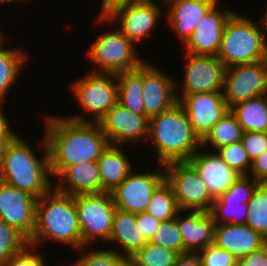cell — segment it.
Returning a JSON list of instances; mask_svg holds the SVG:
<instances>
[{"label": "cell", "mask_w": 267, "mask_h": 266, "mask_svg": "<svg viewBox=\"0 0 267 266\" xmlns=\"http://www.w3.org/2000/svg\"><path fill=\"white\" fill-rule=\"evenodd\" d=\"M47 115L42 117V125L54 181L70 165L97 161L110 145L97 122H78L66 116Z\"/></svg>", "instance_id": "1"}, {"label": "cell", "mask_w": 267, "mask_h": 266, "mask_svg": "<svg viewBox=\"0 0 267 266\" xmlns=\"http://www.w3.org/2000/svg\"><path fill=\"white\" fill-rule=\"evenodd\" d=\"M39 142L37 149L40 147L42 149L41 153L37 152V155L31 142L29 144L18 135L7 147L0 168L2 182L27 192L37 199L54 188L49 150L44 134Z\"/></svg>", "instance_id": "2"}, {"label": "cell", "mask_w": 267, "mask_h": 266, "mask_svg": "<svg viewBox=\"0 0 267 266\" xmlns=\"http://www.w3.org/2000/svg\"><path fill=\"white\" fill-rule=\"evenodd\" d=\"M50 241L75 248V251L82 248L75 196L55 188L37 199L35 228L28 243L42 247L41 244Z\"/></svg>", "instance_id": "3"}, {"label": "cell", "mask_w": 267, "mask_h": 266, "mask_svg": "<svg viewBox=\"0 0 267 266\" xmlns=\"http://www.w3.org/2000/svg\"><path fill=\"white\" fill-rule=\"evenodd\" d=\"M158 164L188 161L201 148L184 108L177 102L169 110L149 118L148 139Z\"/></svg>", "instance_id": "4"}, {"label": "cell", "mask_w": 267, "mask_h": 266, "mask_svg": "<svg viewBox=\"0 0 267 266\" xmlns=\"http://www.w3.org/2000/svg\"><path fill=\"white\" fill-rule=\"evenodd\" d=\"M217 57L226 68L267 60V30L262 19L234 12L225 24Z\"/></svg>", "instance_id": "5"}, {"label": "cell", "mask_w": 267, "mask_h": 266, "mask_svg": "<svg viewBox=\"0 0 267 266\" xmlns=\"http://www.w3.org/2000/svg\"><path fill=\"white\" fill-rule=\"evenodd\" d=\"M97 23L108 24V31H101L95 36L87 50V62L90 61L92 72L118 74L141 66L143 59L137 52L136 45L127 39L107 18L96 17ZM100 21V22H99Z\"/></svg>", "instance_id": "6"}, {"label": "cell", "mask_w": 267, "mask_h": 266, "mask_svg": "<svg viewBox=\"0 0 267 266\" xmlns=\"http://www.w3.org/2000/svg\"><path fill=\"white\" fill-rule=\"evenodd\" d=\"M70 85L72 96L83 111L66 117L73 121L97 122L118 103L116 74L89 71L83 74V77L75 79ZM85 113L90 117L86 118Z\"/></svg>", "instance_id": "7"}, {"label": "cell", "mask_w": 267, "mask_h": 266, "mask_svg": "<svg viewBox=\"0 0 267 266\" xmlns=\"http://www.w3.org/2000/svg\"><path fill=\"white\" fill-rule=\"evenodd\" d=\"M75 201L82 247H93L94 243L100 240L108 244L114 213L117 210L111 193L76 195Z\"/></svg>", "instance_id": "8"}, {"label": "cell", "mask_w": 267, "mask_h": 266, "mask_svg": "<svg viewBox=\"0 0 267 266\" xmlns=\"http://www.w3.org/2000/svg\"><path fill=\"white\" fill-rule=\"evenodd\" d=\"M163 166L165 181L170 185L180 210L210 212L216 198L188 161L170 162Z\"/></svg>", "instance_id": "9"}, {"label": "cell", "mask_w": 267, "mask_h": 266, "mask_svg": "<svg viewBox=\"0 0 267 266\" xmlns=\"http://www.w3.org/2000/svg\"><path fill=\"white\" fill-rule=\"evenodd\" d=\"M162 17H165V3L158 0H142L116 9L106 18L138 47L142 40L145 42V39L154 36L152 34L157 30Z\"/></svg>", "instance_id": "10"}, {"label": "cell", "mask_w": 267, "mask_h": 266, "mask_svg": "<svg viewBox=\"0 0 267 266\" xmlns=\"http://www.w3.org/2000/svg\"><path fill=\"white\" fill-rule=\"evenodd\" d=\"M183 56L186 62L185 71H183L184 79L180 81V85L176 80L178 102L185 95L193 93L223 91L226 67L217 56L194 55L186 52Z\"/></svg>", "instance_id": "11"}, {"label": "cell", "mask_w": 267, "mask_h": 266, "mask_svg": "<svg viewBox=\"0 0 267 266\" xmlns=\"http://www.w3.org/2000/svg\"><path fill=\"white\" fill-rule=\"evenodd\" d=\"M156 164V171L146 169L139 173L132 170L123 182L110 192L118 210L133 214L146 212L152 194L165 180L164 166Z\"/></svg>", "instance_id": "12"}, {"label": "cell", "mask_w": 267, "mask_h": 266, "mask_svg": "<svg viewBox=\"0 0 267 266\" xmlns=\"http://www.w3.org/2000/svg\"><path fill=\"white\" fill-rule=\"evenodd\" d=\"M267 94V60L227 67L223 95L229 107Z\"/></svg>", "instance_id": "13"}, {"label": "cell", "mask_w": 267, "mask_h": 266, "mask_svg": "<svg viewBox=\"0 0 267 266\" xmlns=\"http://www.w3.org/2000/svg\"><path fill=\"white\" fill-rule=\"evenodd\" d=\"M97 123L112 146H131L148 139L149 118L134 114L119 103L110 108Z\"/></svg>", "instance_id": "14"}, {"label": "cell", "mask_w": 267, "mask_h": 266, "mask_svg": "<svg viewBox=\"0 0 267 266\" xmlns=\"http://www.w3.org/2000/svg\"><path fill=\"white\" fill-rule=\"evenodd\" d=\"M37 198L0 180V219L28 241L35 228Z\"/></svg>", "instance_id": "15"}, {"label": "cell", "mask_w": 267, "mask_h": 266, "mask_svg": "<svg viewBox=\"0 0 267 266\" xmlns=\"http://www.w3.org/2000/svg\"><path fill=\"white\" fill-rule=\"evenodd\" d=\"M178 103L184 108L194 132L201 141L230 111L223 91L185 95Z\"/></svg>", "instance_id": "16"}, {"label": "cell", "mask_w": 267, "mask_h": 266, "mask_svg": "<svg viewBox=\"0 0 267 266\" xmlns=\"http://www.w3.org/2000/svg\"><path fill=\"white\" fill-rule=\"evenodd\" d=\"M217 2L198 23L192 36L181 47L183 52L194 55L217 56L225 24L235 12ZM224 8V9H223Z\"/></svg>", "instance_id": "17"}, {"label": "cell", "mask_w": 267, "mask_h": 266, "mask_svg": "<svg viewBox=\"0 0 267 266\" xmlns=\"http://www.w3.org/2000/svg\"><path fill=\"white\" fill-rule=\"evenodd\" d=\"M258 181L240 175L234 184L213 201L210 214L216 224H246L248 202Z\"/></svg>", "instance_id": "18"}, {"label": "cell", "mask_w": 267, "mask_h": 266, "mask_svg": "<svg viewBox=\"0 0 267 266\" xmlns=\"http://www.w3.org/2000/svg\"><path fill=\"white\" fill-rule=\"evenodd\" d=\"M149 62L143 63V100L146 116L151 118L169 110L178 101L174 76Z\"/></svg>", "instance_id": "19"}, {"label": "cell", "mask_w": 267, "mask_h": 266, "mask_svg": "<svg viewBox=\"0 0 267 266\" xmlns=\"http://www.w3.org/2000/svg\"><path fill=\"white\" fill-rule=\"evenodd\" d=\"M220 0H168L165 3V18L169 28L183 46L192 36L198 23Z\"/></svg>", "instance_id": "20"}, {"label": "cell", "mask_w": 267, "mask_h": 266, "mask_svg": "<svg viewBox=\"0 0 267 266\" xmlns=\"http://www.w3.org/2000/svg\"><path fill=\"white\" fill-rule=\"evenodd\" d=\"M188 162L203 178L215 198L225 193L240 176L222 160L218 153L202 147L190 157Z\"/></svg>", "instance_id": "21"}, {"label": "cell", "mask_w": 267, "mask_h": 266, "mask_svg": "<svg viewBox=\"0 0 267 266\" xmlns=\"http://www.w3.org/2000/svg\"><path fill=\"white\" fill-rule=\"evenodd\" d=\"M176 220L184 243V254L197 253L214 243L216 223L210 212L181 210Z\"/></svg>", "instance_id": "22"}, {"label": "cell", "mask_w": 267, "mask_h": 266, "mask_svg": "<svg viewBox=\"0 0 267 266\" xmlns=\"http://www.w3.org/2000/svg\"><path fill=\"white\" fill-rule=\"evenodd\" d=\"M240 259L265 246L264 236L247 224H216L214 243Z\"/></svg>", "instance_id": "23"}, {"label": "cell", "mask_w": 267, "mask_h": 266, "mask_svg": "<svg viewBox=\"0 0 267 266\" xmlns=\"http://www.w3.org/2000/svg\"><path fill=\"white\" fill-rule=\"evenodd\" d=\"M55 180L54 188L67 195L102 193L97 161L70 165Z\"/></svg>", "instance_id": "24"}, {"label": "cell", "mask_w": 267, "mask_h": 266, "mask_svg": "<svg viewBox=\"0 0 267 266\" xmlns=\"http://www.w3.org/2000/svg\"><path fill=\"white\" fill-rule=\"evenodd\" d=\"M109 243L117 247L114 251L130 257L142 248L148 241L145 239L137 222V214L116 210L113 217ZM121 248V249H120Z\"/></svg>", "instance_id": "25"}, {"label": "cell", "mask_w": 267, "mask_h": 266, "mask_svg": "<svg viewBox=\"0 0 267 266\" xmlns=\"http://www.w3.org/2000/svg\"><path fill=\"white\" fill-rule=\"evenodd\" d=\"M121 149L122 146L109 145L97 160L102 193L112 192L134 170L126 154L127 151Z\"/></svg>", "instance_id": "26"}, {"label": "cell", "mask_w": 267, "mask_h": 266, "mask_svg": "<svg viewBox=\"0 0 267 266\" xmlns=\"http://www.w3.org/2000/svg\"><path fill=\"white\" fill-rule=\"evenodd\" d=\"M18 47L8 48L6 40L0 45V101H7L9 89L14 88L12 85L20 79L19 76L25 65L27 66L28 60L30 62L28 51L22 49V46Z\"/></svg>", "instance_id": "27"}, {"label": "cell", "mask_w": 267, "mask_h": 266, "mask_svg": "<svg viewBox=\"0 0 267 266\" xmlns=\"http://www.w3.org/2000/svg\"><path fill=\"white\" fill-rule=\"evenodd\" d=\"M118 103L137 115H146L143 100V64L116 74Z\"/></svg>", "instance_id": "28"}, {"label": "cell", "mask_w": 267, "mask_h": 266, "mask_svg": "<svg viewBox=\"0 0 267 266\" xmlns=\"http://www.w3.org/2000/svg\"><path fill=\"white\" fill-rule=\"evenodd\" d=\"M230 111L244 132H267V94L241 101Z\"/></svg>", "instance_id": "29"}, {"label": "cell", "mask_w": 267, "mask_h": 266, "mask_svg": "<svg viewBox=\"0 0 267 266\" xmlns=\"http://www.w3.org/2000/svg\"><path fill=\"white\" fill-rule=\"evenodd\" d=\"M243 132L236 117L229 111L201 141V147L216 152L220 147L240 142Z\"/></svg>", "instance_id": "30"}, {"label": "cell", "mask_w": 267, "mask_h": 266, "mask_svg": "<svg viewBox=\"0 0 267 266\" xmlns=\"http://www.w3.org/2000/svg\"><path fill=\"white\" fill-rule=\"evenodd\" d=\"M180 211L170 185L164 180L152 194L146 212L165 222L175 219Z\"/></svg>", "instance_id": "31"}, {"label": "cell", "mask_w": 267, "mask_h": 266, "mask_svg": "<svg viewBox=\"0 0 267 266\" xmlns=\"http://www.w3.org/2000/svg\"><path fill=\"white\" fill-rule=\"evenodd\" d=\"M87 249V250H85ZM89 250V251H88ZM76 253H80L79 258L71 261L69 266H128L129 258L114 251L113 249L106 248L99 250L95 246H83L78 249Z\"/></svg>", "instance_id": "32"}, {"label": "cell", "mask_w": 267, "mask_h": 266, "mask_svg": "<svg viewBox=\"0 0 267 266\" xmlns=\"http://www.w3.org/2000/svg\"><path fill=\"white\" fill-rule=\"evenodd\" d=\"M179 254L163 246L147 242L129 257L130 266H173Z\"/></svg>", "instance_id": "33"}, {"label": "cell", "mask_w": 267, "mask_h": 266, "mask_svg": "<svg viewBox=\"0 0 267 266\" xmlns=\"http://www.w3.org/2000/svg\"><path fill=\"white\" fill-rule=\"evenodd\" d=\"M246 224L254 231L267 234V183H259L248 202Z\"/></svg>", "instance_id": "34"}, {"label": "cell", "mask_w": 267, "mask_h": 266, "mask_svg": "<svg viewBox=\"0 0 267 266\" xmlns=\"http://www.w3.org/2000/svg\"><path fill=\"white\" fill-rule=\"evenodd\" d=\"M28 244V240L15 228L0 219V266L21 251Z\"/></svg>", "instance_id": "35"}, {"label": "cell", "mask_w": 267, "mask_h": 266, "mask_svg": "<svg viewBox=\"0 0 267 266\" xmlns=\"http://www.w3.org/2000/svg\"><path fill=\"white\" fill-rule=\"evenodd\" d=\"M150 242L171 249L179 255L184 254V243L176 218L162 222Z\"/></svg>", "instance_id": "36"}, {"label": "cell", "mask_w": 267, "mask_h": 266, "mask_svg": "<svg viewBox=\"0 0 267 266\" xmlns=\"http://www.w3.org/2000/svg\"><path fill=\"white\" fill-rule=\"evenodd\" d=\"M216 153L239 175H249L252 162L242 146L241 141L220 147Z\"/></svg>", "instance_id": "37"}, {"label": "cell", "mask_w": 267, "mask_h": 266, "mask_svg": "<svg viewBox=\"0 0 267 266\" xmlns=\"http://www.w3.org/2000/svg\"><path fill=\"white\" fill-rule=\"evenodd\" d=\"M202 266H237L238 259L226 250L214 244L206 246L197 252Z\"/></svg>", "instance_id": "38"}, {"label": "cell", "mask_w": 267, "mask_h": 266, "mask_svg": "<svg viewBox=\"0 0 267 266\" xmlns=\"http://www.w3.org/2000/svg\"><path fill=\"white\" fill-rule=\"evenodd\" d=\"M38 250V251H37ZM48 262L45 253L39 247L27 244L21 251L15 253L4 266H46Z\"/></svg>", "instance_id": "39"}, {"label": "cell", "mask_w": 267, "mask_h": 266, "mask_svg": "<svg viewBox=\"0 0 267 266\" xmlns=\"http://www.w3.org/2000/svg\"><path fill=\"white\" fill-rule=\"evenodd\" d=\"M241 143L252 162L267 149V132H243Z\"/></svg>", "instance_id": "40"}, {"label": "cell", "mask_w": 267, "mask_h": 266, "mask_svg": "<svg viewBox=\"0 0 267 266\" xmlns=\"http://www.w3.org/2000/svg\"><path fill=\"white\" fill-rule=\"evenodd\" d=\"M248 176L259 183H267V149L252 161Z\"/></svg>", "instance_id": "41"}, {"label": "cell", "mask_w": 267, "mask_h": 266, "mask_svg": "<svg viewBox=\"0 0 267 266\" xmlns=\"http://www.w3.org/2000/svg\"><path fill=\"white\" fill-rule=\"evenodd\" d=\"M137 222L140 225L141 231L145 236V239L150 242L153 238L155 231L158 229L161 221L154 218L151 214L147 212L137 214Z\"/></svg>", "instance_id": "42"}, {"label": "cell", "mask_w": 267, "mask_h": 266, "mask_svg": "<svg viewBox=\"0 0 267 266\" xmlns=\"http://www.w3.org/2000/svg\"><path fill=\"white\" fill-rule=\"evenodd\" d=\"M237 266H267V246L238 259Z\"/></svg>", "instance_id": "43"}, {"label": "cell", "mask_w": 267, "mask_h": 266, "mask_svg": "<svg viewBox=\"0 0 267 266\" xmlns=\"http://www.w3.org/2000/svg\"><path fill=\"white\" fill-rule=\"evenodd\" d=\"M139 1H142V0H101V4H100L101 6L98 12L99 16L97 14L96 17L106 18L116 9L123 7V6L137 3Z\"/></svg>", "instance_id": "44"}, {"label": "cell", "mask_w": 267, "mask_h": 266, "mask_svg": "<svg viewBox=\"0 0 267 266\" xmlns=\"http://www.w3.org/2000/svg\"><path fill=\"white\" fill-rule=\"evenodd\" d=\"M6 101H0V138H16L19 134L12 130L8 117L4 113Z\"/></svg>", "instance_id": "45"}, {"label": "cell", "mask_w": 267, "mask_h": 266, "mask_svg": "<svg viewBox=\"0 0 267 266\" xmlns=\"http://www.w3.org/2000/svg\"><path fill=\"white\" fill-rule=\"evenodd\" d=\"M173 266H202V263L197 253H186L179 255Z\"/></svg>", "instance_id": "46"}, {"label": "cell", "mask_w": 267, "mask_h": 266, "mask_svg": "<svg viewBox=\"0 0 267 266\" xmlns=\"http://www.w3.org/2000/svg\"><path fill=\"white\" fill-rule=\"evenodd\" d=\"M14 139L15 138H0V168L2 167L7 147Z\"/></svg>", "instance_id": "47"}, {"label": "cell", "mask_w": 267, "mask_h": 266, "mask_svg": "<svg viewBox=\"0 0 267 266\" xmlns=\"http://www.w3.org/2000/svg\"><path fill=\"white\" fill-rule=\"evenodd\" d=\"M21 1H22V2H21ZM25 1H26V0H0V7H1V4H2V5H4V4L6 5V4L9 3V4L11 5V3L14 4V2H16V3L19 2V4H20V2L23 3V2H25ZM27 2H28V0H27Z\"/></svg>", "instance_id": "48"}, {"label": "cell", "mask_w": 267, "mask_h": 266, "mask_svg": "<svg viewBox=\"0 0 267 266\" xmlns=\"http://www.w3.org/2000/svg\"><path fill=\"white\" fill-rule=\"evenodd\" d=\"M263 23H264V27L266 28L267 30V8L265 10V13L263 14V17H261Z\"/></svg>", "instance_id": "49"}, {"label": "cell", "mask_w": 267, "mask_h": 266, "mask_svg": "<svg viewBox=\"0 0 267 266\" xmlns=\"http://www.w3.org/2000/svg\"><path fill=\"white\" fill-rule=\"evenodd\" d=\"M4 32H2V29H1V27H0V45L5 41V37L6 36H4L5 34H3Z\"/></svg>", "instance_id": "50"}, {"label": "cell", "mask_w": 267, "mask_h": 266, "mask_svg": "<svg viewBox=\"0 0 267 266\" xmlns=\"http://www.w3.org/2000/svg\"><path fill=\"white\" fill-rule=\"evenodd\" d=\"M265 246H267V234L264 236Z\"/></svg>", "instance_id": "51"}, {"label": "cell", "mask_w": 267, "mask_h": 266, "mask_svg": "<svg viewBox=\"0 0 267 266\" xmlns=\"http://www.w3.org/2000/svg\"><path fill=\"white\" fill-rule=\"evenodd\" d=\"M159 1H161V2H163V3H166L168 0H159Z\"/></svg>", "instance_id": "52"}]
</instances>
